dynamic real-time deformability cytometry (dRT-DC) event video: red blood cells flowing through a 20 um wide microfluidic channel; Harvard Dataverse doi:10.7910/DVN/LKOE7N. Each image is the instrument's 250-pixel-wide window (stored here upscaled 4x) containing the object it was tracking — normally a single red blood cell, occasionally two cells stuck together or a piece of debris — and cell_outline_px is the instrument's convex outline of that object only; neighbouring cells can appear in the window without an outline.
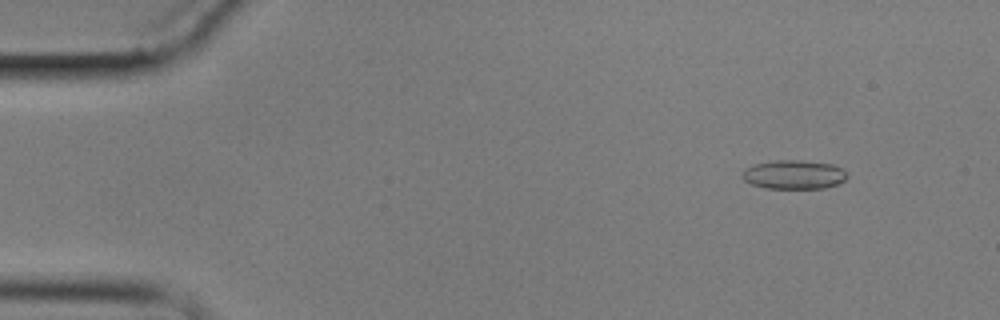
{"species": "common noctule bat (a hibernating species)", "species_latin": "Nyctalus noctula", "temperature_condition": "cold", "stored_images_in_passage": 5, "camera_frame_rate_fps": 3000, "um_per_image_px": 0.085, "animal": {"sex": "male", "body_mass_g": 17.9}, "frame": {"image": 1, "passage_image": 2, "time_ms": 1.333, "image_size_px": [1000, 320], "cell_outline_px": [[848, 176], [844, 180], [836, 184], [824, 188], [764, 188], [752, 184], [744, 180], [744, 168], [756, 164], [776, 160], [800, 160], [832, 164], [840, 168]], "centroid_in_image_um": [67.48, 14.84], "position_along_channel_um": 17.5, "area_um2": 17.4}}